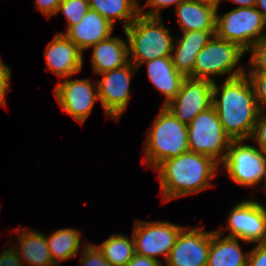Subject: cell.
<instances>
[{"instance_id": "obj_15", "label": "cell", "mask_w": 266, "mask_h": 266, "mask_svg": "<svg viewBox=\"0 0 266 266\" xmlns=\"http://www.w3.org/2000/svg\"><path fill=\"white\" fill-rule=\"evenodd\" d=\"M47 70L62 80L79 73L83 66L82 51L64 34H57L45 49Z\"/></svg>"}, {"instance_id": "obj_11", "label": "cell", "mask_w": 266, "mask_h": 266, "mask_svg": "<svg viewBox=\"0 0 266 266\" xmlns=\"http://www.w3.org/2000/svg\"><path fill=\"white\" fill-rule=\"evenodd\" d=\"M137 68L129 62L124 67L106 71L98 75L104 76L97 82L99 101L107 118L118 120L127 109L130 98L131 78Z\"/></svg>"}, {"instance_id": "obj_7", "label": "cell", "mask_w": 266, "mask_h": 266, "mask_svg": "<svg viewBox=\"0 0 266 266\" xmlns=\"http://www.w3.org/2000/svg\"><path fill=\"white\" fill-rule=\"evenodd\" d=\"M187 128L189 151L209 156L219 164L224 161L232 140L224 131L214 106L199 113Z\"/></svg>"}, {"instance_id": "obj_4", "label": "cell", "mask_w": 266, "mask_h": 266, "mask_svg": "<svg viewBox=\"0 0 266 266\" xmlns=\"http://www.w3.org/2000/svg\"><path fill=\"white\" fill-rule=\"evenodd\" d=\"M124 33L128 40L129 62L137 69L143 63L172 54L175 43L169 29L163 24L162 17L139 15ZM174 41V42H173Z\"/></svg>"}, {"instance_id": "obj_33", "label": "cell", "mask_w": 266, "mask_h": 266, "mask_svg": "<svg viewBox=\"0 0 266 266\" xmlns=\"http://www.w3.org/2000/svg\"><path fill=\"white\" fill-rule=\"evenodd\" d=\"M15 247L14 245V247H8L6 250L3 249L4 251L0 254V266H23Z\"/></svg>"}, {"instance_id": "obj_13", "label": "cell", "mask_w": 266, "mask_h": 266, "mask_svg": "<svg viewBox=\"0 0 266 266\" xmlns=\"http://www.w3.org/2000/svg\"><path fill=\"white\" fill-rule=\"evenodd\" d=\"M53 92L62 111L79 123L86 121L96 100H99L97 83L93 85L90 79L68 80L65 78L54 88Z\"/></svg>"}, {"instance_id": "obj_22", "label": "cell", "mask_w": 266, "mask_h": 266, "mask_svg": "<svg viewBox=\"0 0 266 266\" xmlns=\"http://www.w3.org/2000/svg\"><path fill=\"white\" fill-rule=\"evenodd\" d=\"M245 255L238 238L223 237L217 231H210V249L206 266H247Z\"/></svg>"}, {"instance_id": "obj_5", "label": "cell", "mask_w": 266, "mask_h": 266, "mask_svg": "<svg viewBox=\"0 0 266 266\" xmlns=\"http://www.w3.org/2000/svg\"><path fill=\"white\" fill-rule=\"evenodd\" d=\"M244 53L245 51L237 44L223 40L215 34L198 53L193 78L214 83L213 75L221 76L229 73L227 79L241 76L246 73L244 68L241 66L235 69V67Z\"/></svg>"}, {"instance_id": "obj_26", "label": "cell", "mask_w": 266, "mask_h": 266, "mask_svg": "<svg viewBox=\"0 0 266 266\" xmlns=\"http://www.w3.org/2000/svg\"><path fill=\"white\" fill-rule=\"evenodd\" d=\"M90 9L88 0H61L57 13L62 12L67 23V30L79 23Z\"/></svg>"}, {"instance_id": "obj_3", "label": "cell", "mask_w": 266, "mask_h": 266, "mask_svg": "<svg viewBox=\"0 0 266 266\" xmlns=\"http://www.w3.org/2000/svg\"><path fill=\"white\" fill-rule=\"evenodd\" d=\"M187 134V125L181 123L169 109L162 106L147 132L143 147V163L155 169L164 160L189 151Z\"/></svg>"}, {"instance_id": "obj_31", "label": "cell", "mask_w": 266, "mask_h": 266, "mask_svg": "<svg viewBox=\"0 0 266 266\" xmlns=\"http://www.w3.org/2000/svg\"><path fill=\"white\" fill-rule=\"evenodd\" d=\"M187 0H147L144 7H151L148 12H144V9L140 7V15L146 17H161V9L170 5H175V8L182 2Z\"/></svg>"}, {"instance_id": "obj_6", "label": "cell", "mask_w": 266, "mask_h": 266, "mask_svg": "<svg viewBox=\"0 0 266 266\" xmlns=\"http://www.w3.org/2000/svg\"><path fill=\"white\" fill-rule=\"evenodd\" d=\"M266 21L253 7H236L226 14L219 15L216 10V35L223 40L237 44L245 52L266 37Z\"/></svg>"}, {"instance_id": "obj_30", "label": "cell", "mask_w": 266, "mask_h": 266, "mask_svg": "<svg viewBox=\"0 0 266 266\" xmlns=\"http://www.w3.org/2000/svg\"><path fill=\"white\" fill-rule=\"evenodd\" d=\"M250 139H254L259 144V149L266 153V114L264 111H259Z\"/></svg>"}, {"instance_id": "obj_34", "label": "cell", "mask_w": 266, "mask_h": 266, "mask_svg": "<svg viewBox=\"0 0 266 266\" xmlns=\"http://www.w3.org/2000/svg\"><path fill=\"white\" fill-rule=\"evenodd\" d=\"M9 66H5L0 71V106H5L6 103V92H9V84L11 78V71Z\"/></svg>"}, {"instance_id": "obj_17", "label": "cell", "mask_w": 266, "mask_h": 266, "mask_svg": "<svg viewBox=\"0 0 266 266\" xmlns=\"http://www.w3.org/2000/svg\"><path fill=\"white\" fill-rule=\"evenodd\" d=\"M216 31H186L172 48V62L176 70L185 77L193 78L196 57L200 50L215 35ZM174 53V54H173Z\"/></svg>"}, {"instance_id": "obj_37", "label": "cell", "mask_w": 266, "mask_h": 266, "mask_svg": "<svg viewBox=\"0 0 266 266\" xmlns=\"http://www.w3.org/2000/svg\"><path fill=\"white\" fill-rule=\"evenodd\" d=\"M255 8L261 13L266 21V0H256Z\"/></svg>"}, {"instance_id": "obj_16", "label": "cell", "mask_w": 266, "mask_h": 266, "mask_svg": "<svg viewBox=\"0 0 266 266\" xmlns=\"http://www.w3.org/2000/svg\"><path fill=\"white\" fill-rule=\"evenodd\" d=\"M114 26L97 11L89 9L82 20L71 26L64 34L82 52L96 45L98 42L109 38Z\"/></svg>"}, {"instance_id": "obj_24", "label": "cell", "mask_w": 266, "mask_h": 266, "mask_svg": "<svg viewBox=\"0 0 266 266\" xmlns=\"http://www.w3.org/2000/svg\"><path fill=\"white\" fill-rule=\"evenodd\" d=\"M47 245L56 266L61 261L77 256L81 244V232L74 228H61L46 237Z\"/></svg>"}, {"instance_id": "obj_8", "label": "cell", "mask_w": 266, "mask_h": 266, "mask_svg": "<svg viewBox=\"0 0 266 266\" xmlns=\"http://www.w3.org/2000/svg\"><path fill=\"white\" fill-rule=\"evenodd\" d=\"M244 142L232 140L221 164L232 181L243 187H254L266 177V153Z\"/></svg>"}, {"instance_id": "obj_19", "label": "cell", "mask_w": 266, "mask_h": 266, "mask_svg": "<svg viewBox=\"0 0 266 266\" xmlns=\"http://www.w3.org/2000/svg\"><path fill=\"white\" fill-rule=\"evenodd\" d=\"M128 41L112 35L96 45L92 53V66L95 74H101L124 67L129 63Z\"/></svg>"}, {"instance_id": "obj_38", "label": "cell", "mask_w": 266, "mask_h": 266, "mask_svg": "<svg viewBox=\"0 0 266 266\" xmlns=\"http://www.w3.org/2000/svg\"><path fill=\"white\" fill-rule=\"evenodd\" d=\"M232 2L238 4L241 7H253L256 4V0H231Z\"/></svg>"}, {"instance_id": "obj_27", "label": "cell", "mask_w": 266, "mask_h": 266, "mask_svg": "<svg viewBox=\"0 0 266 266\" xmlns=\"http://www.w3.org/2000/svg\"><path fill=\"white\" fill-rule=\"evenodd\" d=\"M81 249L80 266H111L95 244L87 243Z\"/></svg>"}, {"instance_id": "obj_21", "label": "cell", "mask_w": 266, "mask_h": 266, "mask_svg": "<svg viewBox=\"0 0 266 266\" xmlns=\"http://www.w3.org/2000/svg\"><path fill=\"white\" fill-rule=\"evenodd\" d=\"M18 244L15 249L18 252L23 266H56L53 263L46 236L36 230H28L17 227Z\"/></svg>"}, {"instance_id": "obj_25", "label": "cell", "mask_w": 266, "mask_h": 266, "mask_svg": "<svg viewBox=\"0 0 266 266\" xmlns=\"http://www.w3.org/2000/svg\"><path fill=\"white\" fill-rule=\"evenodd\" d=\"M97 247L111 266H126L135 255L133 236L113 233Z\"/></svg>"}, {"instance_id": "obj_12", "label": "cell", "mask_w": 266, "mask_h": 266, "mask_svg": "<svg viewBox=\"0 0 266 266\" xmlns=\"http://www.w3.org/2000/svg\"><path fill=\"white\" fill-rule=\"evenodd\" d=\"M213 106V83L186 77L180 91L165 107L188 125L199 113Z\"/></svg>"}, {"instance_id": "obj_35", "label": "cell", "mask_w": 266, "mask_h": 266, "mask_svg": "<svg viewBox=\"0 0 266 266\" xmlns=\"http://www.w3.org/2000/svg\"><path fill=\"white\" fill-rule=\"evenodd\" d=\"M61 0H35V8L41 11L47 18L57 14Z\"/></svg>"}, {"instance_id": "obj_14", "label": "cell", "mask_w": 266, "mask_h": 266, "mask_svg": "<svg viewBox=\"0 0 266 266\" xmlns=\"http://www.w3.org/2000/svg\"><path fill=\"white\" fill-rule=\"evenodd\" d=\"M210 249V232L200 227L183 228L171 249L166 266H206Z\"/></svg>"}, {"instance_id": "obj_28", "label": "cell", "mask_w": 266, "mask_h": 266, "mask_svg": "<svg viewBox=\"0 0 266 266\" xmlns=\"http://www.w3.org/2000/svg\"><path fill=\"white\" fill-rule=\"evenodd\" d=\"M251 52L250 69L248 72H266V37L255 43Z\"/></svg>"}, {"instance_id": "obj_29", "label": "cell", "mask_w": 266, "mask_h": 266, "mask_svg": "<svg viewBox=\"0 0 266 266\" xmlns=\"http://www.w3.org/2000/svg\"><path fill=\"white\" fill-rule=\"evenodd\" d=\"M249 76L255 90L258 107L265 111L266 107V72H249Z\"/></svg>"}, {"instance_id": "obj_20", "label": "cell", "mask_w": 266, "mask_h": 266, "mask_svg": "<svg viewBox=\"0 0 266 266\" xmlns=\"http://www.w3.org/2000/svg\"><path fill=\"white\" fill-rule=\"evenodd\" d=\"M175 9L182 32L216 31L215 6L198 0H187Z\"/></svg>"}, {"instance_id": "obj_41", "label": "cell", "mask_w": 266, "mask_h": 266, "mask_svg": "<svg viewBox=\"0 0 266 266\" xmlns=\"http://www.w3.org/2000/svg\"><path fill=\"white\" fill-rule=\"evenodd\" d=\"M264 182H265V188H264V190H265V192H266V177H265V179H264Z\"/></svg>"}, {"instance_id": "obj_2", "label": "cell", "mask_w": 266, "mask_h": 266, "mask_svg": "<svg viewBox=\"0 0 266 266\" xmlns=\"http://www.w3.org/2000/svg\"><path fill=\"white\" fill-rule=\"evenodd\" d=\"M219 165L213 158L192 151L164 160L154 169L159 173L162 200L168 202L212 187Z\"/></svg>"}, {"instance_id": "obj_23", "label": "cell", "mask_w": 266, "mask_h": 266, "mask_svg": "<svg viewBox=\"0 0 266 266\" xmlns=\"http://www.w3.org/2000/svg\"><path fill=\"white\" fill-rule=\"evenodd\" d=\"M88 2L90 9L97 11L113 25L116 20H121L124 29L140 15V4L137 0H88Z\"/></svg>"}, {"instance_id": "obj_40", "label": "cell", "mask_w": 266, "mask_h": 266, "mask_svg": "<svg viewBox=\"0 0 266 266\" xmlns=\"http://www.w3.org/2000/svg\"><path fill=\"white\" fill-rule=\"evenodd\" d=\"M5 66H6V64H4V63L2 62V60L0 59V71H1Z\"/></svg>"}, {"instance_id": "obj_39", "label": "cell", "mask_w": 266, "mask_h": 266, "mask_svg": "<svg viewBox=\"0 0 266 266\" xmlns=\"http://www.w3.org/2000/svg\"><path fill=\"white\" fill-rule=\"evenodd\" d=\"M198 1H201L203 3H207V4H210V5H213L215 6L216 8H218V5L220 4L221 0H198Z\"/></svg>"}, {"instance_id": "obj_9", "label": "cell", "mask_w": 266, "mask_h": 266, "mask_svg": "<svg viewBox=\"0 0 266 266\" xmlns=\"http://www.w3.org/2000/svg\"><path fill=\"white\" fill-rule=\"evenodd\" d=\"M227 227L216 230L219 234L227 229V237L248 243H266V207L256 200L236 204L227 216Z\"/></svg>"}, {"instance_id": "obj_18", "label": "cell", "mask_w": 266, "mask_h": 266, "mask_svg": "<svg viewBox=\"0 0 266 266\" xmlns=\"http://www.w3.org/2000/svg\"><path fill=\"white\" fill-rule=\"evenodd\" d=\"M145 63L149 80L160 93L165 95L163 106H166L176 97L186 77L176 70L171 56L155 58Z\"/></svg>"}, {"instance_id": "obj_1", "label": "cell", "mask_w": 266, "mask_h": 266, "mask_svg": "<svg viewBox=\"0 0 266 266\" xmlns=\"http://www.w3.org/2000/svg\"><path fill=\"white\" fill-rule=\"evenodd\" d=\"M213 106L231 140L251 138L260 109L247 73L226 79L221 88L214 82Z\"/></svg>"}, {"instance_id": "obj_32", "label": "cell", "mask_w": 266, "mask_h": 266, "mask_svg": "<svg viewBox=\"0 0 266 266\" xmlns=\"http://www.w3.org/2000/svg\"><path fill=\"white\" fill-rule=\"evenodd\" d=\"M247 266H266V243L257 244L248 252Z\"/></svg>"}, {"instance_id": "obj_10", "label": "cell", "mask_w": 266, "mask_h": 266, "mask_svg": "<svg viewBox=\"0 0 266 266\" xmlns=\"http://www.w3.org/2000/svg\"><path fill=\"white\" fill-rule=\"evenodd\" d=\"M183 228L167 221H135L133 231L135 253L153 258L160 263L157 256L163 255L166 261Z\"/></svg>"}, {"instance_id": "obj_36", "label": "cell", "mask_w": 266, "mask_h": 266, "mask_svg": "<svg viewBox=\"0 0 266 266\" xmlns=\"http://www.w3.org/2000/svg\"><path fill=\"white\" fill-rule=\"evenodd\" d=\"M126 266H163L159 261L135 253L134 257L128 262Z\"/></svg>"}]
</instances>
